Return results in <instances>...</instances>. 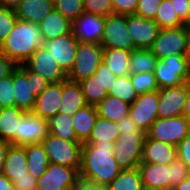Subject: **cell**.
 <instances>
[{
    "instance_id": "24",
    "label": "cell",
    "mask_w": 190,
    "mask_h": 190,
    "mask_svg": "<svg viewBox=\"0 0 190 190\" xmlns=\"http://www.w3.org/2000/svg\"><path fill=\"white\" fill-rule=\"evenodd\" d=\"M138 168L144 186L169 190V165L141 162Z\"/></svg>"
},
{
    "instance_id": "14",
    "label": "cell",
    "mask_w": 190,
    "mask_h": 190,
    "mask_svg": "<svg viewBox=\"0 0 190 190\" xmlns=\"http://www.w3.org/2000/svg\"><path fill=\"white\" fill-rule=\"evenodd\" d=\"M78 44L79 41L74 37L73 33H70L45 41L42 46L47 49V52L61 69L68 74L74 65Z\"/></svg>"
},
{
    "instance_id": "13",
    "label": "cell",
    "mask_w": 190,
    "mask_h": 190,
    "mask_svg": "<svg viewBox=\"0 0 190 190\" xmlns=\"http://www.w3.org/2000/svg\"><path fill=\"white\" fill-rule=\"evenodd\" d=\"M158 90L140 94L130 104L129 115L143 132L147 133L158 118Z\"/></svg>"
},
{
    "instance_id": "33",
    "label": "cell",
    "mask_w": 190,
    "mask_h": 190,
    "mask_svg": "<svg viewBox=\"0 0 190 190\" xmlns=\"http://www.w3.org/2000/svg\"><path fill=\"white\" fill-rule=\"evenodd\" d=\"M143 186L139 168L121 170L108 185L107 190H141Z\"/></svg>"
},
{
    "instance_id": "43",
    "label": "cell",
    "mask_w": 190,
    "mask_h": 190,
    "mask_svg": "<svg viewBox=\"0 0 190 190\" xmlns=\"http://www.w3.org/2000/svg\"><path fill=\"white\" fill-rule=\"evenodd\" d=\"M84 12L102 17L113 14L112 0H83Z\"/></svg>"
},
{
    "instance_id": "18",
    "label": "cell",
    "mask_w": 190,
    "mask_h": 190,
    "mask_svg": "<svg viewBox=\"0 0 190 190\" xmlns=\"http://www.w3.org/2000/svg\"><path fill=\"white\" fill-rule=\"evenodd\" d=\"M105 17L83 12L72 22V33L79 42L100 44Z\"/></svg>"
},
{
    "instance_id": "54",
    "label": "cell",
    "mask_w": 190,
    "mask_h": 190,
    "mask_svg": "<svg viewBox=\"0 0 190 190\" xmlns=\"http://www.w3.org/2000/svg\"><path fill=\"white\" fill-rule=\"evenodd\" d=\"M0 190H15L13 183L4 174H0Z\"/></svg>"
},
{
    "instance_id": "19",
    "label": "cell",
    "mask_w": 190,
    "mask_h": 190,
    "mask_svg": "<svg viewBox=\"0 0 190 190\" xmlns=\"http://www.w3.org/2000/svg\"><path fill=\"white\" fill-rule=\"evenodd\" d=\"M62 100V81L48 83L46 89L36 97L32 112L44 120H49L59 113Z\"/></svg>"
},
{
    "instance_id": "27",
    "label": "cell",
    "mask_w": 190,
    "mask_h": 190,
    "mask_svg": "<svg viewBox=\"0 0 190 190\" xmlns=\"http://www.w3.org/2000/svg\"><path fill=\"white\" fill-rule=\"evenodd\" d=\"M97 117V108L93 105H86L72 116L73 128L79 142L85 143L89 139Z\"/></svg>"
},
{
    "instance_id": "8",
    "label": "cell",
    "mask_w": 190,
    "mask_h": 190,
    "mask_svg": "<svg viewBox=\"0 0 190 190\" xmlns=\"http://www.w3.org/2000/svg\"><path fill=\"white\" fill-rule=\"evenodd\" d=\"M100 45L103 49H122L130 52L136 49L127 28V15L113 13L105 17Z\"/></svg>"
},
{
    "instance_id": "48",
    "label": "cell",
    "mask_w": 190,
    "mask_h": 190,
    "mask_svg": "<svg viewBox=\"0 0 190 190\" xmlns=\"http://www.w3.org/2000/svg\"><path fill=\"white\" fill-rule=\"evenodd\" d=\"M174 8L179 19L185 24L190 22V0H174Z\"/></svg>"
},
{
    "instance_id": "32",
    "label": "cell",
    "mask_w": 190,
    "mask_h": 190,
    "mask_svg": "<svg viewBox=\"0 0 190 190\" xmlns=\"http://www.w3.org/2000/svg\"><path fill=\"white\" fill-rule=\"evenodd\" d=\"M158 59L150 49H135L131 51L129 59V73H149L154 72Z\"/></svg>"
},
{
    "instance_id": "45",
    "label": "cell",
    "mask_w": 190,
    "mask_h": 190,
    "mask_svg": "<svg viewBox=\"0 0 190 190\" xmlns=\"http://www.w3.org/2000/svg\"><path fill=\"white\" fill-rule=\"evenodd\" d=\"M162 0H138L136 15L144 18L155 19Z\"/></svg>"
},
{
    "instance_id": "4",
    "label": "cell",
    "mask_w": 190,
    "mask_h": 190,
    "mask_svg": "<svg viewBox=\"0 0 190 190\" xmlns=\"http://www.w3.org/2000/svg\"><path fill=\"white\" fill-rule=\"evenodd\" d=\"M154 74L159 89L181 86L190 82V58L176 54L158 60Z\"/></svg>"
},
{
    "instance_id": "51",
    "label": "cell",
    "mask_w": 190,
    "mask_h": 190,
    "mask_svg": "<svg viewBox=\"0 0 190 190\" xmlns=\"http://www.w3.org/2000/svg\"><path fill=\"white\" fill-rule=\"evenodd\" d=\"M16 65L0 51V80L11 73Z\"/></svg>"
},
{
    "instance_id": "46",
    "label": "cell",
    "mask_w": 190,
    "mask_h": 190,
    "mask_svg": "<svg viewBox=\"0 0 190 190\" xmlns=\"http://www.w3.org/2000/svg\"><path fill=\"white\" fill-rule=\"evenodd\" d=\"M112 3L114 14L132 15L138 7V0H112Z\"/></svg>"
},
{
    "instance_id": "9",
    "label": "cell",
    "mask_w": 190,
    "mask_h": 190,
    "mask_svg": "<svg viewBox=\"0 0 190 190\" xmlns=\"http://www.w3.org/2000/svg\"><path fill=\"white\" fill-rule=\"evenodd\" d=\"M190 133V122L183 116L157 118L146 135L150 139L177 146Z\"/></svg>"
},
{
    "instance_id": "25",
    "label": "cell",
    "mask_w": 190,
    "mask_h": 190,
    "mask_svg": "<svg viewBox=\"0 0 190 190\" xmlns=\"http://www.w3.org/2000/svg\"><path fill=\"white\" fill-rule=\"evenodd\" d=\"M25 113L16 106L0 109V140L16 145V132Z\"/></svg>"
},
{
    "instance_id": "34",
    "label": "cell",
    "mask_w": 190,
    "mask_h": 190,
    "mask_svg": "<svg viewBox=\"0 0 190 190\" xmlns=\"http://www.w3.org/2000/svg\"><path fill=\"white\" fill-rule=\"evenodd\" d=\"M48 121L49 133L68 141H78L71 116L58 113Z\"/></svg>"
},
{
    "instance_id": "5",
    "label": "cell",
    "mask_w": 190,
    "mask_h": 190,
    "mask_svg": "<svg viewBox=\"0 0 190 190\" xmlns=\"http://www.w3.org/2000/svg\"><path fill=\"white\" fill-rule=\"evenodd\" d=\"M146 133L143 131H121L114 145V157L118 166L134 169L139 166Z\"/></svg>"
},
{
    "instance_id": "28",
    "label": "cell",
    "mask_w": 190,
    "mask_h": 190,
    "mask_svg": "<svg viewBox=\"0 0 190 190\" xmlns=\"http://www.w3.org/2000/svg\"><path fill=\"white\" fill-rule=\"evenodd\" d=\"M25 152L27 158V170L28 172L36 178L41 177L48 165L49 159L45 152L42 143L25 145Z\"/></svg>"
},
{
    "instance_id": "47",
    "label": "cell",
    "mask_w": 190,
    "mask_h": 190,
    "mask_svg": "<svg viewBox=\"0 0 190 190\" xmlns=\"http://www.w3.org/2000/svg\"><path fill=\"white\" fill-rule=\"evenodd\" d=\"M12 183L15 190H37V178L29 172L26 173V176L16 177Z\"/></svg>"
},
{
    "instance_id": "39",
    "label": "cell",
    "mask_w": 190,
    "mask_h": 190,
    "mask_svg": "<svg viewBox=\"0 0 190 190\" xmlns=\"http://www.w3.org/2000/svg\"><path fill=\"white\" fill-rule=\"evenodd\" d=\"M55 10L59 11L71 22L84 12L83 0H53Z\"/></svg>"
},
{
    "instance_id": "40",
    "label": "cell",
    "mask_w": 190,
    "mask_h": 190,
    "mask_svg": "<svg viewBox=\"0 0 190 190\" xmlns=\"http://www.w3.org/2000/svg\"><path fill=\"white\" fill-rule=\"evenodd\" d=\"M15 106L13 70L0 80V109Z\"/></svg>"
},
{
    "instance_id": "31",
    "label": "cell",
    "mask_w": 190,
    "mask_h": 190,
    "mask_svg": "<svg viewBox=\"0 0 190 190\" xmlns=\"http://www.w3.org/2000/svg\"><path fill=\"white\" fill-rule=\"evenodd\" d=\"M130 55V51L122 49H103V62L115 76H129Z\"/></svg>"
},
{
    "instance_id": "10",
    "label": "cell",
    "mask_w": 190,
    "mask_h": 190,
    "mask_svg": "<svg viewBox=\"0 0 190 190\" xmlns=\"http://www.w3.org/2000/svg\"><path fill=\"white\" fill-rule=\"evenodd\" d=\"M150 50L158 60H163L171 55L187 54L186 25L160 29Z\"/></svg>"
},
{
    "instance_id": "3",
    "label": "cell",
    "mask_w": 190,
    "mask_h": 190,
    "mask_svg": "<svg viewBox=\"0 0 190 190\" xmlns=\"http://www.w3.org/2000/svg\"><path fill=\"white\" fill-rule=\"evenodd\" d=\"M13 84L15 106L26 112H32L36 97L46 89L48 82L20 64L13 69Z\"/></svg>"
},
{
    "instance_id": "26",
    "label": "cell",
    "mask_w": 190,
    "mask_h": 190,
    "mask_svg": "<svg viewBox=\"0 0 190 190\" xmlns=\"http://www.w3.org/2000/svg\"><path fill=\"white\" fill-rule=\"evenodd\" d=\"M27 158L24 146L10 145L3 165V174L12 182L16 177L26 176Z\"/></svg>"
},
{
    "instance_id": "11",
    "label": "cell",
    "mask_w": 190,
    "mask_h": 190,
    "mask_svg": "<svg viewBox=\"0 0 190 190\" xmlns=\"http://www.w3.org/2000/svg\"><path fill=\"white\" fill-rule=\"evenodd\" d=\"M79 177L76 168L49 163L45 173L37 178V190H72Z\"/></svg>"
},
{
    "instance_id": "42",
    "label": "cell",
    "mask_w": 190,
    "mask_h": 190,
    "mask_svg": "<svg viewBox=\"0 0 190 190\" xmlns=\"http://www.w3.org/2000/svg\"><path fill=\"white\" fill-rule=\"evenodd\" d=\"M169 169H170L169 190H172V188H174L179 183L184 181L188 176H190L189 168L178 157L169 164Z\"/></svg>"
},
{
    "instance_id": "59",
    "label": "cell",
    "mask_w": 190,
    "mask_h": 190,
    "mask_svg": "<svg viewBox=\"0 0 190 190\" xmlns=\"http://www.w3.org/2000/svg\"><path fill=\"white\" fill-rule=\"evenodd\" d=\"M141 190H167V189L151 188L143 185Z\"/></svg>"
},
{
    "instance_id": "16",
    "label": "cell",
    "mask_w": 190,
    "mask_h": 190,
    "mask_svg": "<svg viewBox=\"0 0 190 190\" xmlns=\"http://www.w3.org/2000/svg\"><path fill=\"white\" fill-rule=\"evenodd\" d=\"M127 28L136 49H150L161 29L154 19L136 14L127 15Z\"/></svg>"
},
{
    "instance_id": "52",
    "label": "cell",
    "mask_w": 190,
    "mask_h": 190,
    "mask_svg": "<svg viewBox=\"0 0 190 190\" xmlns=\"http://www.w3.org/2000/svg\"><path fill=\"white\" fill-rule=\"evenodd\" d=\"M118 128L119 131H142L139 129V127L136 125L135 121L130 117V115L124 116L122 119H120L118 122Z\"/></svg>"
},
{
    "instance_id": "23",
    "label": "cell",
    "mask_w": 190,
    "mask_h": 190,
    "mask_svg": "<svg viewBox=\"0 0 190 190\" xmlns=\"http://www.w3.org/2000/svg\"><path fill=\"white\" fill-rule=\"evenodd\" d=\"M54 9L53 0H23L15 11L18 19L39 24Z\"/></svg>"
},
{
    "instance_id": "2",
    "label": "cell",
    "mask_w": 190,
    "mask_h": 190,
    "mask_svg": "<svg viewBox=\"0 0 190 190\" xmlns=\"http://www.w3.org/2000/svg\"><path fill=\"white\" fill-rule=\"evenodd\" d=\"M42 43L38 24L17 19L13 30L0 45V51L17 66L24 64Z\"/></svg>"
},
{
    "instance_id": "20",
    "label": "cell",
    "mask_w": 190,
    "mask_h": 190,
    "mask_svg": "<svg viewBox=\"0 0 190 190\" xmlns=\"http://www.w3.org/2000/svg\"><path fill=\"white\" fill-rule=\"evenodd\" d=\"M177 158V147L150 139L147 135L144 140L141 162L169 165Z\"/></svg>"
},
{
    "instance_id": "21",
    "label": "cell",
    "mask_w": 190,
    "mask_h": 190,
    "mask_svg": "<svg viewBox=\"0 0 190 190\" xmlns=\"http://www.w3.org/2000/svg\"><path fill=\"white\" fill-rule=\"evenodd\" d=\"M86 105L80 82L68 78L62 81V100L59 106V113L72 117Z\"/></svg>"
},
{
    "instance_id": "35",
    "label": "cell",
    "mask_w": 190,
    "mask_h": 190,
    "mask_svg": "<svg viewBox=\"0 0 190 190\" xmlns=\"http://www.w3.org/2000/svg\"><path fill=\"white\" fill-rule=\"evenodd\" d=\"M154 21L161 29L177 28L185 25L175 11L174 0L161 1Z\"/></svg>"
},
{
    "instance_id": "22",
    "label": "cell",
    "mask_w": 190,
    "mask_h": 190,
    "mask_svg": "<svg viewBox=\"0 0 190 190\" xmlns=\"http://www.w3.org/2000/svg\"><path fill=\"white\" fill-rule=\"evenodd\" d=\"M38 26L43 42L72 33V22L55 9L42 19Z\"/></svg>"
},
{
    "instance_id": "41",
    "label": "cell",
    "mask_w": 190,
    "mask_h": 190,
    "mask_svg": "<svg viewBox=\"0 0 190 190\" xmlns=\"http://www.w3.org/2000/svg\"><path fill=\"white\" fill-rule=\"evenodd\" d=\"M17 19L15 9L0 6V45L13 30Z\"/></svg>"
},
{
    "instance_id": "6",
    "label": "cell",
    "mask_w": 190,
    "mask_h": 190,
    "mask_svg": "<svg viewBox=\"0 0 190 190\" xmlns=\"http://www.w3.org/2000/svg\"><path fill=\"white\" fill-rule=\"evenodd\" d=\"M41 143L50 163L80 170L83 143L64 140L52 134H49Z\"/></svg>"
},
{
    "instance_id": "15",
    "label": "cell",
    "mask_w": 190,
    "mask_h": 190,
    "mask_svg": "<svg viewBox=\"0 0 190 190\" xmlns=\"http://www.w3.org/2000/svg\"><path fill=\"white\" fill-rule=\"evenodd\" d=\"M189 89V82L181 86L158 90V118H170L183 115Z\"/></svg>"
},
{
    "instance_id": "17",
    "label": "cell",
    "mask_w": 190,
    "mask_h": 190,
    "mask_svg": "<svg viewBox=\"0 0 190 190\" xmlns=\"http://www.w3.org/2000/svg\"><path fill=\"white\" fill-rule=\"evenodd\" d=\"M49 134L47 120L33 112H26L16 132V146L41 143Z\"/></svg>"
},
{
    "instance_id": "1",
    "label": "cell",
    "mask_w": 190,
    "mask_h": 190,
    "mask_svg": "<svg viewBox=\"0 0 190 190\" xmlns=\"http://www.w3.org/2000/svg\"><path fill=\"white\" fill-rule=\"evenodd\" d=\"M115 142L83 144L80 177L102 185H108L122 170L114 157Z\"/></svg>"
},
{
    "instance_id": "30",
    "label": "cell",
    "mask_w": 190,
    "mask_h": 190,
    "mask_svg": "<svg viewBox=\"0 0 190 190\" xmlns=\"http://www.w3.org/2000/svg\"><path fill=\"white\" fill-rule=\"evenodd\" d=\"M96 108L99 117L118 122L124 116L129 115L130 104L108 95Z\"/></svg>"
},
{
    "instance_id": "57",
    "label": "cell",
    "mask_w": 190,
    "mask_h": 190,
    "mask_svg": "<svg viewBox=\"0 0 190 190\" xmlns=\"http://www.w3.org/2000/svg\"><path fill=\"white\" fill-rule=\"evenodd\" d=\"M172 190H190V176H188L184 181L172 188Z\"/></svg>"
},
{
    "instance_id": "58",
    "label": "cell",
    "mask_w": 190,
    "mask_h": 190,
    "mask_svg": "<svg viewBox=\"0 0 190 190\" xmlns=\"http://www.w3.org/2000/svg\"><path fill=\"white\" fill-rule=\"evenodd\" d=\"M186 35H187V56L190 58V24L186 25Z\"/></svg>"
},
{
    "instance_id": "12",
    "label": "cell",
    "mask_w": 190,
    "mask_h": 190,
    "mask_svg": "<svg viewBox=\"0 0 190 190\" xmlns=\"http://www.w3.org/2000/svg\"><path fill=\"white\" fill-rule=\"evenodd\" d=\"M23 65L43 77L48 83H58L68 78L67 74L42 45Z\"/></svg>"
},
{
    "instance_id": "49",
    "label": "cell",
    "mask_w": 190,
    "mask_h": 190,
    "mask_svg": "<svg viewBox=\"0 0 190 190\" xmlns=\"http://www.w3.org/2000/svg\"><path fill=\"white\" fill-rule=\"evenodd\" d=\"M176 147L177 157L180 158L190 170V133Z\"/></svg>"
},
{
    "instance_id": "37",
    "label": "cell",
    "mask_w": 190,
    "mask_h": 190,
    "mask_svg": "<svg viewBox=\"0 0 190 190\" xmlns=\"http://www.w3.org/2000/svg\"><path fill=\"white\" fill-rule=\"evenodd\" d=\"M108 95L132 104L139 96L133 87L130 76L117 77Z\"/></svg>"
},
{
    "instance_id": "55",
    "label": "cell",
    "mask_w": 190,
    "mask_h": 190,
    "mask_svg": "<svg viewBox=\"0 0 190 190\" xmlns=\"http://www.w3.org/2000/svg\"><path fill=\"white\" fill-rule=\"evenodd\" d=\"M23 0H0V6L4 8H17Z\"/></svg>"
},
{
    "instance_id": "56",
    "label": "cell",
    "mask_w": 190,
    "mask_h": 190,
    "mask_svg": "<svg viewBox=\"0 0 190 190\" xmlns=\"http://www.w3.org/2000/svg\"><path fill=\"white\" fill-rule=\"evenodd\" d=\"M183 116L190 122V82H189V89L187 94V100L185 102Z\"/></svg>"
},
{
    "instance_id": "29",
    "label": "cell",
    "mask_w": 190,
    "mask_h": 190,
    "mask_svg": "<svg viewBox=\"0 0 190 190\" xmlns=\"http://www.w3.org/2000/svg\"><path fill=\"white\" fill-rule=\"evenodd\" d=\"M120 135L117 122L97 117L89 139L83 144H93L100 141V144L116 142Z\"/></svg>"
},
{
    "instance_id": "7",
    "label": "cell",
    "mask_w": 190,
    "mask_h": 190,
    "mask_svg": "<svg viewBox=\"0 0 190 190\" xmlns=\"http://www.w3.org/2000/svg\"><path fill=\"white\" fill-rule=\"evenodd\" d=\"M103 61V48L97 43L79 42L68 79L80 82L91 77Z\"/></svg>"
},
{
    "instance_id": "44",
    "label": "cell",
    "mask_w": 190,
    "mask_h": 190,
    "mask_svg": "<svg viewBox=\"0 0 190 190\" xmlns=\"http://www.w3.org/2000/svg\"><path fill=\"white\" fill-rule=\"evenodd\" d=\"M94 75L101 84V86L109 92L115 83L117 76H115L108 66L102 61L95 71Z\"/></svg>"
},
{
    "instance_id": "50",
    "label": "cell",
    "mask_w": 190,
    "mask_h": 190,
    "mask_svg": "<svg viewBox=\"0 0 190 190\" xmlns=\"http://www.w3.org/2000/svg\"><path fill=\"white\" fill-rule=\"evenodd\" d=\"M72 190H107V186L79 177Z\"/></svg>"
},
{
    "instance_id": "53",
    "label": "cell",
    "mask_w": 190,
    "mask_h": 190,
    "mask_svg": "<svg viewBox=\"0 0 190 190\" xmlns=\"http://www.w3.org/2000/svg\"><path fill=\"white\" fill-rule=\"evenodd\" d=\"M10 145L9 142L0 140V174H3L4 160Z\"/></svg>"
},
{
    "instance_id": "36",
    "label": "cell",
    "mask_w": 190,
    "mask_h": 190,
    "mask_svg": "<svg viewBox=\"0 0 190 190\" xmlns=\"http://www.w3.org/2000/svg\"><path fill=\"white\" fill-rule=\"evenodd\" d=\"M80 85L87 105L97 106L108 96V92L101 86L94 74L80 81Z\"/></svg>"
},
{
    "instance_id": "38",
    "label": "cell",
    "mask_w": 190,
    "mask_h": 190,
    "mask_svg": "<svg viewBox=\"0 0 190 190\" xmlns=\"http://www.w3.org/2000/svg\"><path fill=\"white\" fill-rule=\"evenodd\" d=\"M129 76L138 95L159 90L154 72L130 74Z\"/></svg>"
}]
</instances>
